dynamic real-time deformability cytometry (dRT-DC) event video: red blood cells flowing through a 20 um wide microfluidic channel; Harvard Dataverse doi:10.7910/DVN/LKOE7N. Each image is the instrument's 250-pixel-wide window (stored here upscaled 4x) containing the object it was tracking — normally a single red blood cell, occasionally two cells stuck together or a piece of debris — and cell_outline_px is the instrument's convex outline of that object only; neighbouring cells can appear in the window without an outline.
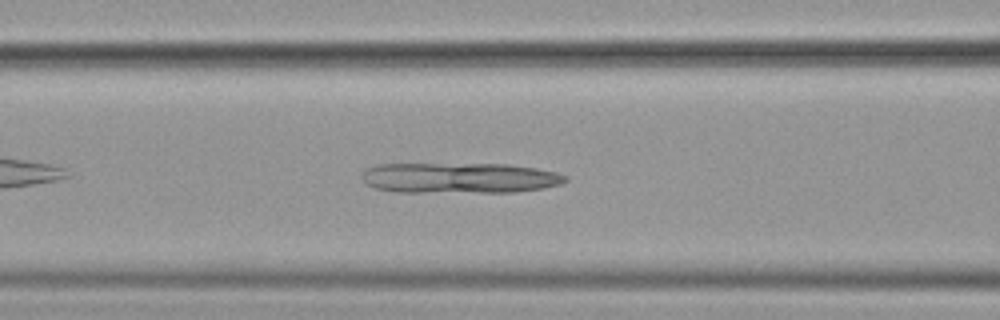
{"species": "common noctule bat (a hibernating species)", "species_latin": "Nyctalus noctula", "temperature_condition": "cold", "stored_images_in_passage": 31, "camera_frame_rate_fps": 3000, "um_per_image_px": 0.085, "animal": {"sex": "female", "body_mass_g": 19.9}, "frame": {"image": 1, "passage_image": 8, "time_ms": 2.333, "image_size_px": [1000, 320], "cell_outline_px": [[568, 180], [560, 184], [544, 188], [512, 192], [396, 192], [376, 188], [368, 184], [360, 176], [368, 168], [380, 164], [508, 164], [536, 168], [556, 172], [568, 176]], "centroid_in_image_um": [39.1, 15.12], "position_along_channel_um": 127.5, "area_um2": 36.24}}
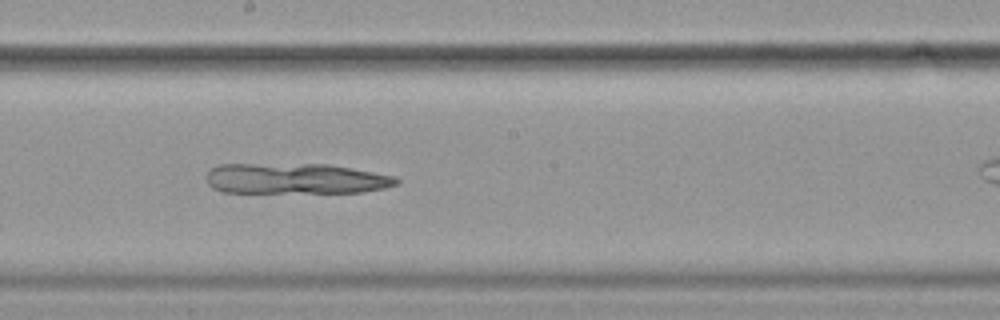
{"frame": {"image": 2, "passage_image": 16, "time_ms": 5.0, "image_size_px": [1000, 320], "cell_outline_px": [[400, 180], [396, 184], [384, 188], [360, 192], [220, 192], [212, 188], [208, 184], [208, 168], [216, 164], [328, 164], [352, 168], [396, 176]], "centroid_in_image_um": [25.09, 15.17], "position_along_channel_um": 223.1, "area_um2": 33.99}}
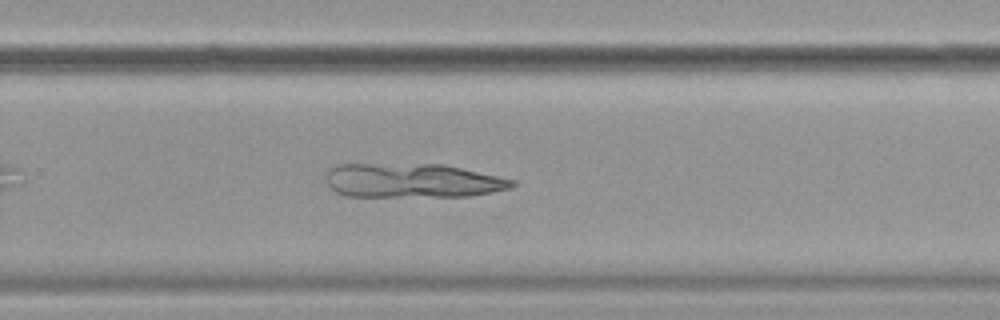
{"frame": {"image": 3, "passage_image": 22, "time_ms": 7.0, "image_size_px": [1000, 320], "cell_outline_px": [[516, 184], [512, 188], [468, 196], [344, 196], [336, 192], [328, 184], [328, 168], [336, 164], [444, 164], [516, 180]], "centroid_in_image_um": [35.06, 15.34], "position_along_channel_um": 294.7, "area_um2": 37.05}}